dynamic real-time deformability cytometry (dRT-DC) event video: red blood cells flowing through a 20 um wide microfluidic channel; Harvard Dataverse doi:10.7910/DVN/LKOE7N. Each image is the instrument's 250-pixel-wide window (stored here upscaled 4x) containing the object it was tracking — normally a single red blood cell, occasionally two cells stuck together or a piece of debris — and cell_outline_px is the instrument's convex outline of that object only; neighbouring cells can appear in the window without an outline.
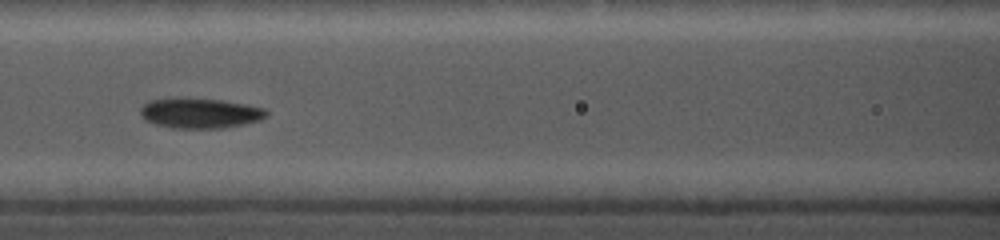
{"species": "common noctule bat (a hibernating species)", "species_latin": "Nyctalus noctula", "temperature_condition": "cold", "stored_images_in_passage": 15, "camera_frame_rate_fps": 5000, "um_per_image_px": 0.085, "animal": {"sex": "female", "body_mass_g": 19.0, "forearm_length_mm": 56.7}, "frame": {"image": 1, "passage_image": 8, "time_ms": 5.4, "image_size_px": [1000, 240], "cell_outline_px": [[268, 116], [260, 120], [244, 124], [224, 128], [172, 128], [156, 124], [144, 120], [140, 116], [140, 108], [148, 100], [180, 96], [224, 100], [264, 108], [268, 112]], "centroid_in_image_um": [16.96, 9.59], "position_along_channel_um": 149.6, "area_um2": 22.72}}
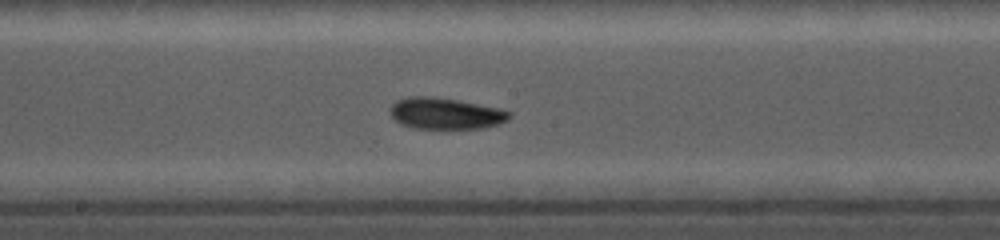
{"frame": {"image": 2, "passage_image": 10, "time_ms": 7.0, "image_size_px": [1000, 240], "cell_outline_px": [[512, 116], [508, 120], [496, 124], [480, 128], [412, 128], [400, 124], [392, 116], [388, 108], [396, 100], [408, 96], [432, 96], [456, 100], [500, 108], [512, 112]], "centroid_in_image_um": [37.84, 9.63], "position_along_channel_um": 210.4, "area_um2": 21.79}}
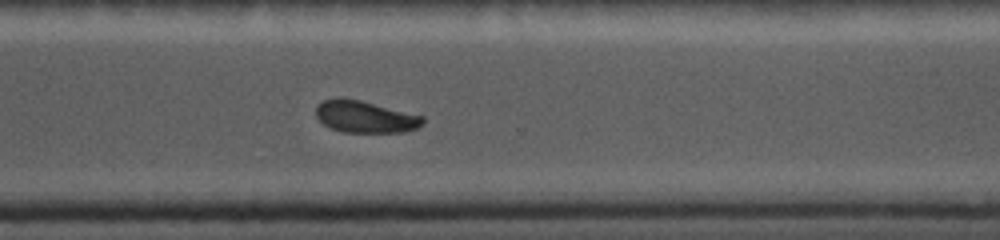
{"frame": {"image": 3, "passage_image": 15, "time_ms": 10.4, "image_size_px": [1000, 240], "cell_outline_px": [[424, 124], [416, 128], [404, 132], [344, 132], [332, 128], [324, 124], [316, 116], [316, 104], [324, 100], [336, 96], [340, 96], [360, 100], [424, 116]], "centroid_in_image_um": [31.02, 9.9], "position_along_channel_um": 339.6, "area_um2": 20.0}}